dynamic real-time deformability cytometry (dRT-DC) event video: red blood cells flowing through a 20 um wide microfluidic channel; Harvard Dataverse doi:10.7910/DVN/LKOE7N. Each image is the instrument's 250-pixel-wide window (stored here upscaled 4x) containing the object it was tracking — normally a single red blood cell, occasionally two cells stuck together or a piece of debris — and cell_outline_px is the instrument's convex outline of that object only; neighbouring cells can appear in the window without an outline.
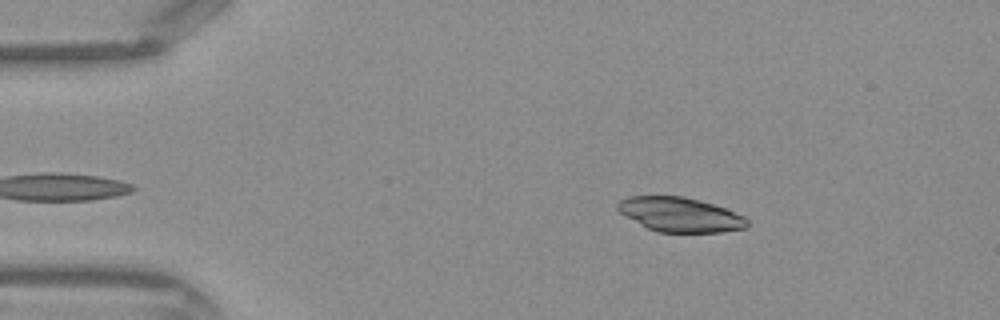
{"species": "Egyptian fruit bat (a non-hibernating species)", "species_latin": "Rousettus aegyptiacus", "temperature_condition": "warm", "stored_images_in_passage": 34, "camera_frame_rate_fps": 3000, "um_per_image_px": 0.085, "frame": {"image": 1, "passage_image": 4, "time_ms": 1.0, "image_size_px": [1000, 320], "cell_outline_px": [[748, 224], [744, 228], [720, 232], [656, 232], [640, 224], [620, 212], [616, 208], [616, 204], [620, 200], [628, 196], [684, 196], [700, 200], [724, 208], [744, 216], [748, 220]], "centroid_in_image_um": [57.78, 18.23], "position_along_channel_um": 27.2, "area_um2": 25.84}}
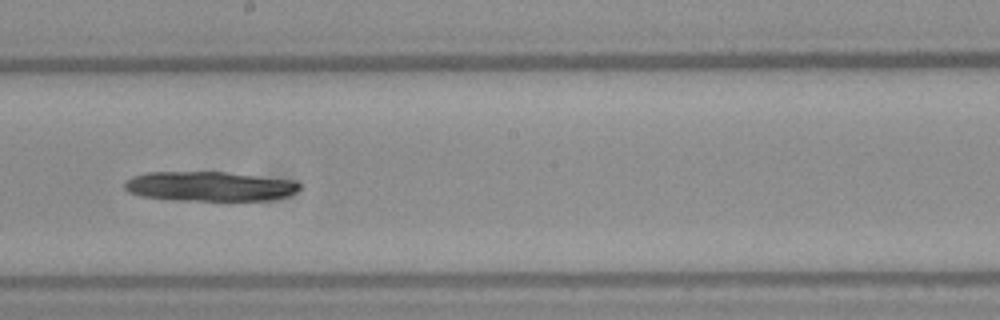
{"frame": {"image": 2, "passage_image": 21, "time_ms": 6.667, "image_size_px": [1000, 320], "cell_outline_px": [[300, 188], [296, 192], [288, 196], [272, 200], [176, 200], [140, 196], [128, 192], [124, 188], [124, 184], [132, 176], [148, 172], [224, 172], [296, 180], [300, 184]], "centroid_in_image_um": [17.84, 15.84], "position_along_channel_um": 230.4, "area_um2": 30.35}}
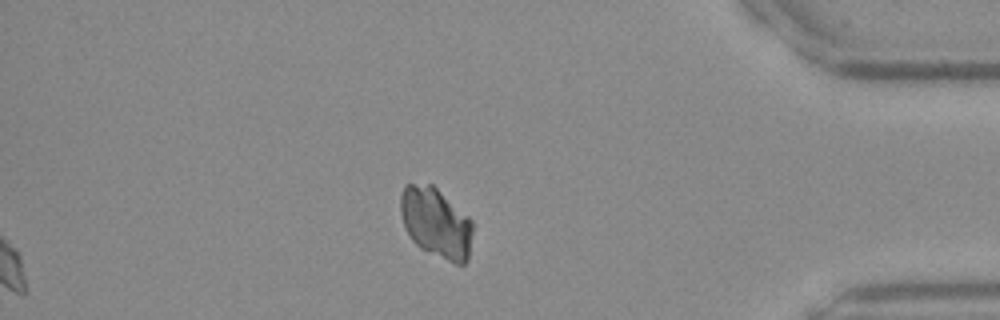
{"frame": {"image": 3, "passage_image": 34, "time_ms": 11.0, "image_size_px": [1000, 320], "cell_outline_px": [[472, 232], [468, 260], [464, 264], [456, 264], [420, 248], [412, 240], [404, 224], [400, 212], [400, 196], [404, 184], [432, 184], [468, 216], [472, 220]], "centroid_in_image_um": [37.06, 18.93], "position_along_channel_um": 398.1, "area_um2": 29.3}}